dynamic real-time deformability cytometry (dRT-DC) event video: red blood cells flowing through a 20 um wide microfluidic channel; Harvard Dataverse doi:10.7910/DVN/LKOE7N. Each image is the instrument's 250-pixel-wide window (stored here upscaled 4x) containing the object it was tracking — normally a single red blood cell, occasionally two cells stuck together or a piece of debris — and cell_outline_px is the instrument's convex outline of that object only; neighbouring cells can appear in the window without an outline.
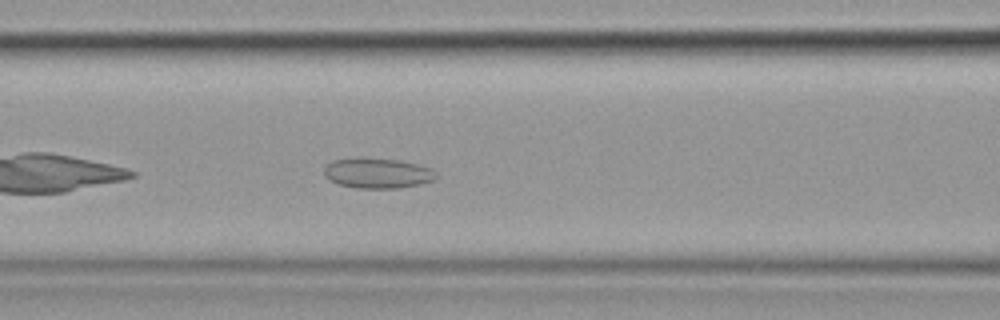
{"species": "common noctule bat (a hibernating species)", "species_latin": "Nyctalus noctula", "temperature_condition": "cold", "stored_images_in_passage": 40, "camera_frame_rate_fps": 3000, "um_per_image_px": 0.085, "animal": {"sex": "female", "body_mass_g": 19.9}, "frame": {"image": 1, "passage_image": 9, "time_ms": 2.667, "image_size_px": [1000, 320], "cell_outline_px": [[436, 180], [420, 184], [400, 188], [356, 188], [336, 184], [328, 180], [324, 176], [324, 168], [332, 160], [360, 156], [400, 160], [432, 168], [436, 172]], "centroid_in_image_um": [32.06, 14.7], "position_along_channel_um": 134.5, "area_um2": 20.29}}
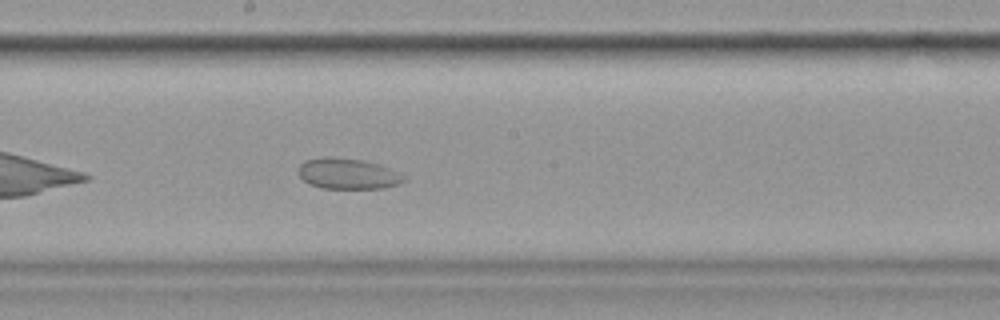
{"frame": {"image": 2, "passage_image": 16, "time_ms": 5.0, "image_size_px": [1000, 320], "cell_outline_px": [[408, 180], [400, 184], [384, 188], [320, 188], [308, 184], [296, 172], [296, 168], [304, 160], [320, 156], [332, 156], [360, 160], [380, 164], [400, 172], [408, 176]], "centroid_in_image_um": [29.57, 14.75], "position_along_channel_um": 218.6, "area_um2": 19.54}}
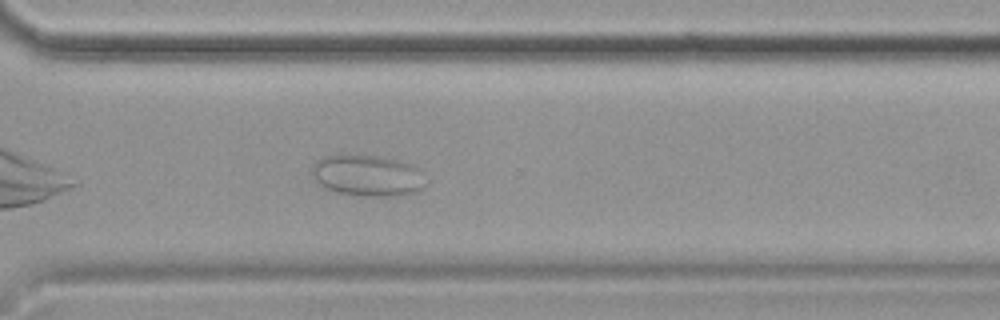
{"frame": {"image": 3, "passage_image": 26, "time_ms": 8.333, "image_size_px": [1000, 320], "cell_outline_px": [[424, 184], [416, 192], [400, 196], [364, 196], [340, 192], [324, 188], [312, 176], [312, 164], [316, 160], [324, 156], [340, 152], [380, 156], [400, 160], [424, 172]], "centroid_in_image_um": [31.19, 14.88], "position_along_channel_um": 339.4, "area_um2": 27.92}}